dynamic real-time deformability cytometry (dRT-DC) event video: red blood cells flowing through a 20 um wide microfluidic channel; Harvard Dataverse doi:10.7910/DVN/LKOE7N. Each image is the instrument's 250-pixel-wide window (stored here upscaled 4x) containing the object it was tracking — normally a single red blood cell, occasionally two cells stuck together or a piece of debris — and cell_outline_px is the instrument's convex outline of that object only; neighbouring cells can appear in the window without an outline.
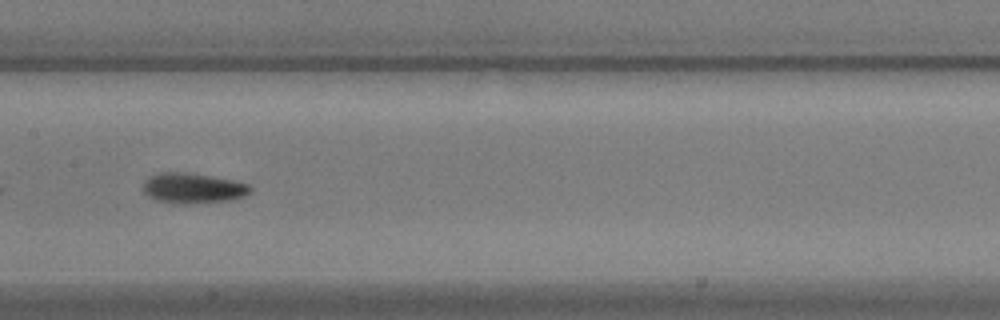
{"species": "common noctule bat (a hibernating species)", "species_latin": "Nyctalus noctula", "temperature_condition": "warm", "stored_images_in_passage": 43, "camera_frame_rate_fps": 3000, "um_per_image_px": 0.085, "animal": {"sex": "male", "body_mass_g": 17.9}, "frame": {"image": 1, "passage_image": 13, "time_ms": 4.0, "image_size_px": [1000, 320], "cell_outline_px": [[252, 192], [244, 196], [228, 200], [196, 204], [176, 204], [156, 200], [148, 196], [140, 188], [144, 180], [148, 176], [160, 172], [184, 172], [232, 180], [248, 184], [252, 188]], "centroid_in_image_um": [16.34, 16.0], "position_along_channel_um": 191.1, "area_um2": 19.19}}
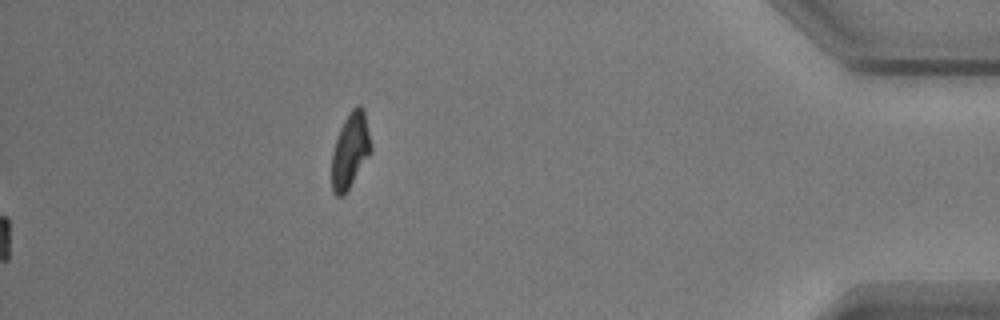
{"frame": {"image": 2, "passage_image": 43, "time_ms": 14.0, "image_size_px": [1000, 320], "cell_outline_px": [[372, 152], [344, 196], [336, 196], [332, 192], [332, 152], [340, 128], [344, 120], [352, 108], [356, 104], [360, 104], [364, 108], [372, 148]], "centroid_in_image_um": [29.78, 12.79], "position_along_channel_um": 405.4, "area_um2": 17.34}, "authors_computed_cell_mechanics": {"area_um2": 17.6868, "velocity_mm_per_s": 3.5406, "shape_relaxation_time_tau1_ms": 2.5806, "shape_relaxation_time_tau2_ms": 8.6123, "deformation_change_tau1": 0.1321, "deformation_change_tau2": 0.1284}}